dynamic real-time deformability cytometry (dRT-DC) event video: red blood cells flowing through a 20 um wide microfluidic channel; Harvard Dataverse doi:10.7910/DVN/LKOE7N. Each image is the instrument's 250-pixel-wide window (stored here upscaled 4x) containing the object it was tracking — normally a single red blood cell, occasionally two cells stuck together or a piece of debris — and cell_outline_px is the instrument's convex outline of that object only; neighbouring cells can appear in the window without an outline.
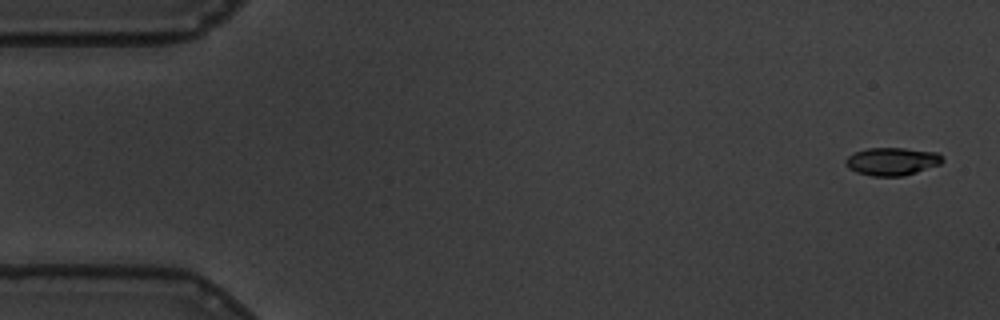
{"species": "common noctule bat (a hibernating species)", "species_latin": "Nyctalus noctula", "temperature_condition": "warm", "stored_images_in_passage": 58, "camera_frame_rate_fps": 3000, "um_per_image_px": 0.085, "animal": {"sex": "male", "body_mass_g": 19.5, "forearm_length_mm": 54.6}, "frame": {"image": 1, "passage_image": 2, "time_ms": 0.333, "image_size_px": [1000, 320], "cell_outline_px": [[944, 160], [940, 164], [904, 176], [872, 176], [856, 172], [848, 168], [844, 164], [844, 160], [852, 152], [868, 148], [904, 148], [936, 152]], "centroid_in_image_um": [75.76, 13.72], "position_along_channel_um": 9.2, "area_um2": 15.78}}
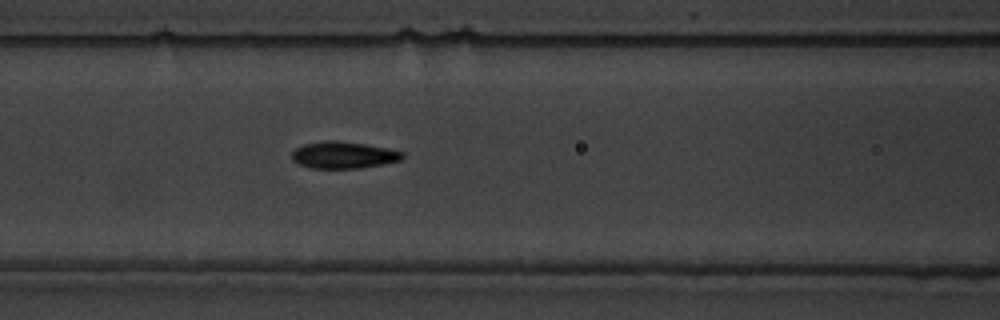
{"frame": {"image": 2, "passage_image": 24, "time_ms": 7.667, "image_size_px": [1000, 320], "cell_outline_px": [[404, 156], [400, 160], [360, 168], [312, 168], [300, 164], [292, 160], [292, 152], [296, 148], [304, 144], [324, 140], [336, 140], [364, 144], [388, 148], [404, 152]], "centroid_in_image_um": [29.18, 13.16], "position_along_channel_um": 137.4, "area_um2": 17.17}}
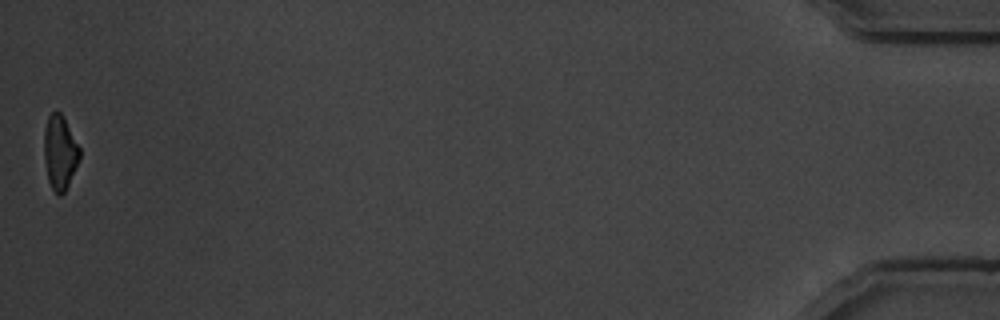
{"frame": {"image": 3, "passage_image": 58, "time_ms": 19.0, "image_size_px": [1000, 320], "cell_outline_px": [[80, 156], [68, 184], [64, 192], [60, 196], [52, 188], [48, 180], [44, 160], [44, 132], [48, 116], [52, 112], [60, 112], [80, 148]], "centroid_in_image_um": [5.07, 12.95], "position_along_channel_um": 430.1, "area_um2": 14.97}, "authors_computed_cell_mechanics": {"area_um2": 16.9354, "velocity_mm_per_s": 3.4544, "shape_relaxation_time_tau1_ms": 3.8275, "shape_relaxation_time_tau2_ms": 2.4525, "deformation_change_tau1": 0.1503, "deformation_change_tau2": 0.0745}}